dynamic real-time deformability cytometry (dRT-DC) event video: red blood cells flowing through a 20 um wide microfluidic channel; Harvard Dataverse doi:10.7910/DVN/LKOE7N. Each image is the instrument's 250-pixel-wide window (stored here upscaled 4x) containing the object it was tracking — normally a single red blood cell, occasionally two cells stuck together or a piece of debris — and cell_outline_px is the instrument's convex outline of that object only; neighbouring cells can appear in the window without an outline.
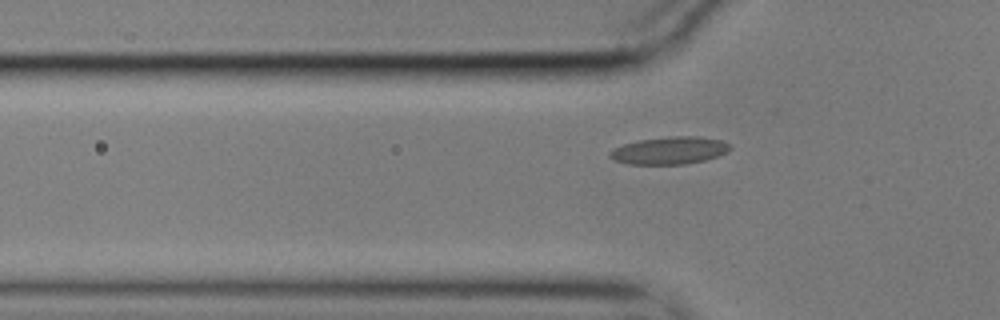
{"species": "common noctule bat (a hibernating species)", "species_latin": "Nyctalus noctula", "temperature_condition": "cold", "stored_images_in_passage": 37, "camera_frame_rate_fps": 3000, "um_per_image_px": 0.085, "animal": {"sex": "male", "body_mass_g": 17.9}, "frame": {"image": 1, "passage_image": 5, "time_ms": 1.333, "image_size_px": [1000, 320], "cell_outline_px": [[732, 148], [728, 152], [704, 160], [684, 164], [628, 164], [612, 160], [608, 156], [608, 152], [612, 148], [624, 144], [640, 140], [668, 136], [700, 136], [720, 140], [728, 144]], "centroid_in_image_um": [56.86, 12.79], "position_along_channel_um": 68.9, "area_um2": 19.31}}
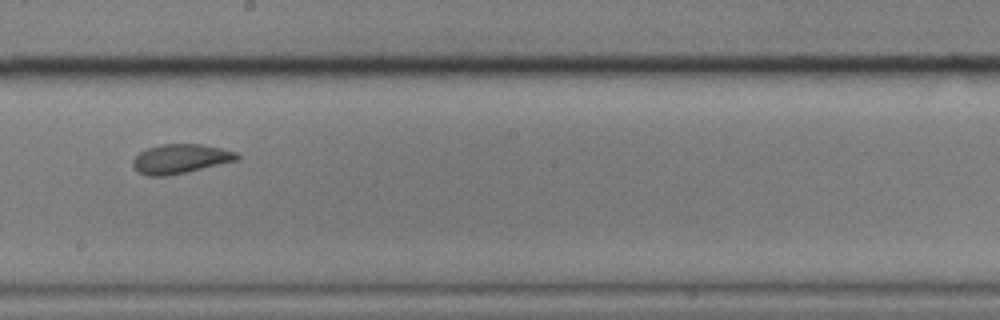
{"frame": {"image": 2, "passage_image": 19, "time_ms": 6.0, "image_size_px": [1000, 320], "cell_outline_px": [[240, 156], [236, 160], [188, 172], [168, 176], [148, 176], [140, 172], [132, 164], [132, 160], [140, 152], [148, 148], [160, 144], [200, 144], [220, 148], [236, 152]], "centroid_in_image_um": [15.32, 13.5], "position_along_channel_um": 232.9, "area_um2": 17.63}}
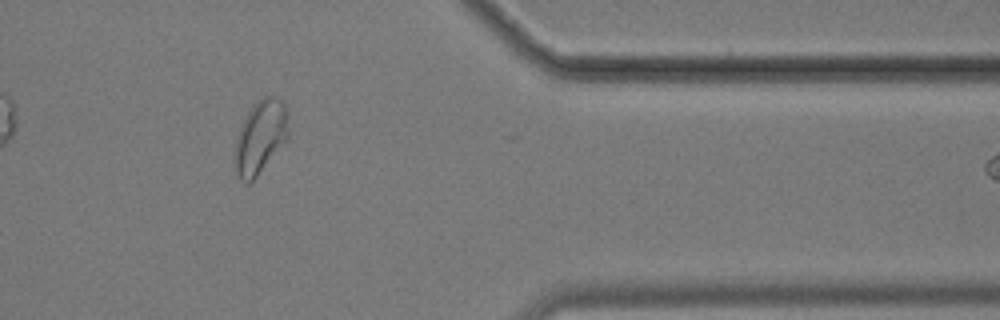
{"frame": {"image": 3, "passage_image": 34, "time_ms": 11.0, "image_size_px": [1000, 320], "cell_outline_px": [[288, 140], [256, 176], [248, 184], [244, 184], [236, 176], [232, 160], [232, 156], [236, 140], [240, 128], [252, 104], [264, 96], [272, 96], [284, 100], [288, 112]], "centroid_in_image_um": [22.12, 11.66], "position_along_channel_um": 389.3, "area_um2": 23.52}}